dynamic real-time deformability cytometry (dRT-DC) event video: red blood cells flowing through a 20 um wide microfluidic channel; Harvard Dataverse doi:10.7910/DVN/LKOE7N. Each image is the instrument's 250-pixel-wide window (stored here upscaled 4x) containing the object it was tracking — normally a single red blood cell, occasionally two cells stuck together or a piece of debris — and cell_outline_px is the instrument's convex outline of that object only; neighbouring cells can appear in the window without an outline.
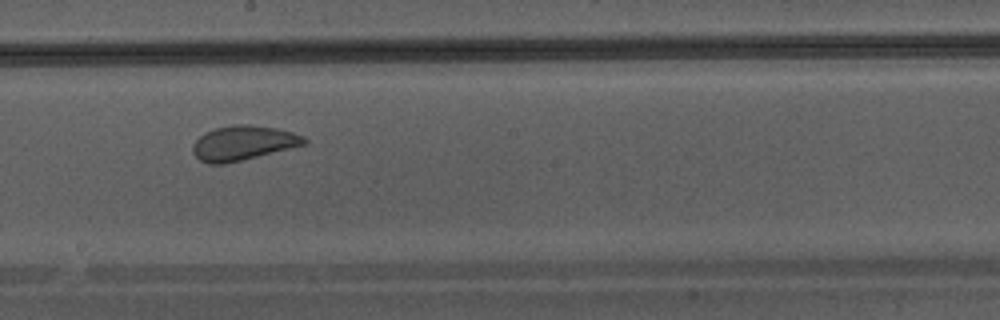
{"species": "Egyptian fruit bat (a non-hibernating species)", "species_latin": "Rousettus aegyptiacus", "temperature_condition": "warm", "stored_images_in_passage": 35, "camera_frame_rate_fps": 3000, "um_per_image_px": 0.085, "animal": {"sex": "male"}, "frame": {"image": 1, "passage_image": 16, "time_ms": 5.0, "image_size_px": [1000, 320], "cell_outline_px": [[308, 144], [224, 164], [208, 164], [200, 160], [192, 152], [192, 144], [204, 132], [216, 128], [232, 124], [248, 124], [276, 128], [292, 132], [304, 136], [308, 140]], "centroid_in_image_um": [20.67, 12.15], "position_along_channel_um": 227.5, "area_um2": 22.54}}